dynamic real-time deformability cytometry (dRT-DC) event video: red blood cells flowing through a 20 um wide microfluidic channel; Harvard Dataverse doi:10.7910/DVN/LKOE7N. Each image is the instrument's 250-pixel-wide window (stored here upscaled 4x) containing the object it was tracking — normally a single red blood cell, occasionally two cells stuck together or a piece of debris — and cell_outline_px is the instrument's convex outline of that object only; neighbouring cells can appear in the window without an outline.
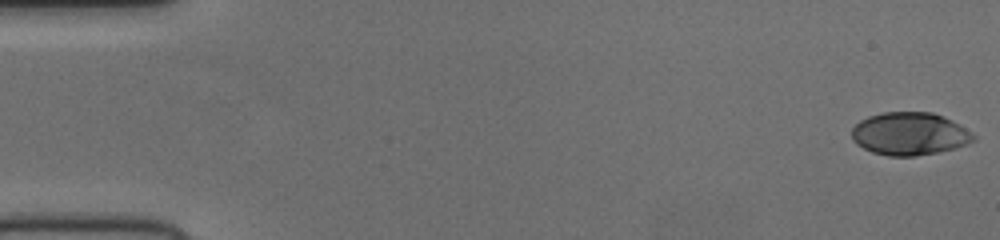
{"species": "human", "species_latin": "Homo sapiens", "temperature_condition": "cold", "stored_images_in_passage": 53, "camera_frame_rate_fps": 3000, "um_per_image_px": 0.085, "donor": {"sex": "female"}, "frame": {"image": 1, "passage_image": 1, "time_ms": 0.0, "image_size_px": [1000, 240], "cell_outline_px": [[976, 140], [968, 144], [936, 152], [916, 156], [888, 156], [872, 152], [856, 144], [852, 140], [852, 128], [860, 120], [868, 116], [884, 112], [932, 112], [944, 116], [952, 120], [972, 132], [976, 136]], "centroid_in_image_um": [77.32, 11.36], "position_along_channel_um": 7.7, "area_um2": 30.46}}
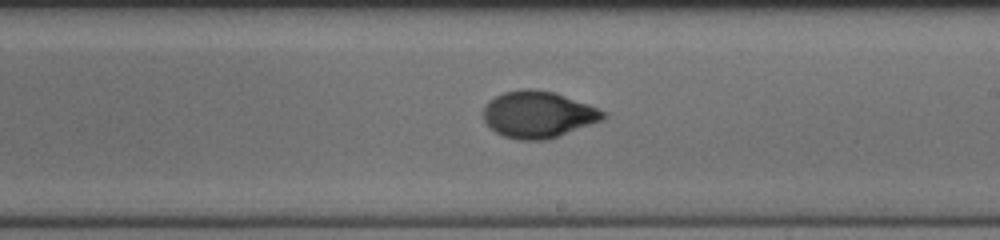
{"frame": {"image": 2, "passage_image": 31, "time_ms": 10.0, "image_size_px": [1000, 240], "cell_outline_px": [[608, 116], [600, 120], [556, 136], [544, 140], [516, 140], [504, 136], [496, 132], [484, 120], [484, 108], [488, 100], [504, 92], [524, 88], [532, 88], [556, 92], [588, 104], [608, 112]], "centroid_in_image_um": [45.73, 9.71], "position_along_channel_um": 243.3, "area_um2": 32.37}}
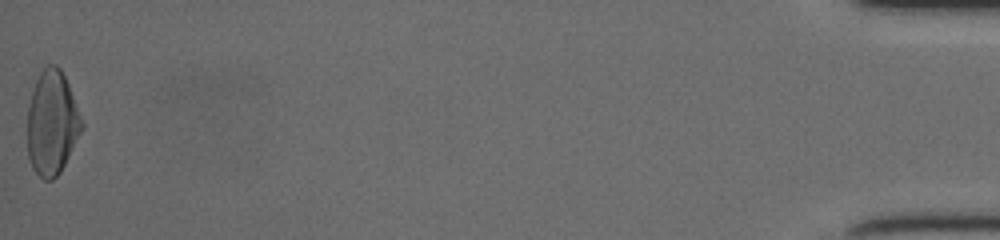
{"frame": {"image": 3, "passage_image": 53, "time_ms": 17.333, "image_size_px": [1000, 240], "cell_outline_px": [[84, 128], [60, 172], [52, 180], [44, 180], [32, 168], [28, 156], [28, 104], [36, 80], [40, 72], [48, 64], [56, 64], [60, 68], [68, 84], [84, 124]], "centroid_in_image_um": [4.42, 10.45], "position_along_channel_um": 430.8, "area_um2": 32.89}}